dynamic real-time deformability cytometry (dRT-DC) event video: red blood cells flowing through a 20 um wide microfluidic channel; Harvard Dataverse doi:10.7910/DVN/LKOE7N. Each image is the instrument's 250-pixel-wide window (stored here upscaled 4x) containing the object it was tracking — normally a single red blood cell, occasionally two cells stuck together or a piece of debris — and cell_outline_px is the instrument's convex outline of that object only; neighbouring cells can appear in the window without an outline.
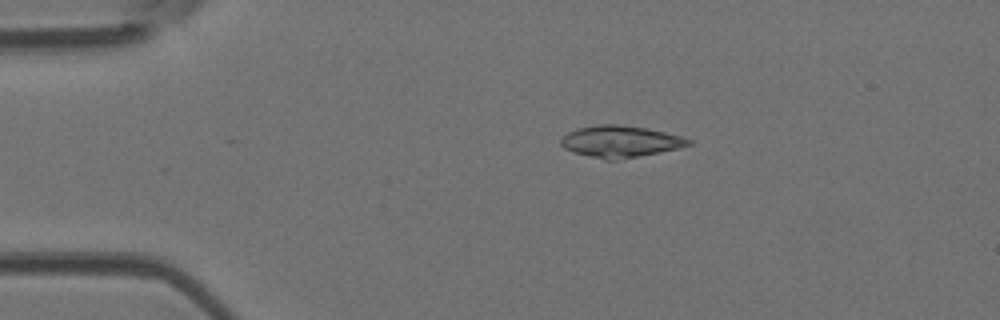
{"species": "Egyptian fruit bat (a non-hibernating species)", "species_latin": "Rousettus aegyptiacus", "temperature_condition": "room temperature", "stored_images_in_passage": 8, "camera_frame_rate_fps": 3000, "um_per_image_px": 0.085, "animal": {"sex": "female"}, "frame": {"image": 1, "passage_image": 1, "time_ms": 0.0, "image_size_px": [1000, 320], "cell_outline_px": [[692, 144], [680, 148], [660, 152], [612, 160], [604, 160], [588, 156], [564, 148], [560, 144], [560, 140], [568, 132], [580, 128], [600, 124], [616, 124], [644, 128], [664, 132], [680, 136], [692, 140]], "centroid_in_image_um": [52.73, 12.03], "position_along_channel_um": 32.3, "area_um2": 23.12}}